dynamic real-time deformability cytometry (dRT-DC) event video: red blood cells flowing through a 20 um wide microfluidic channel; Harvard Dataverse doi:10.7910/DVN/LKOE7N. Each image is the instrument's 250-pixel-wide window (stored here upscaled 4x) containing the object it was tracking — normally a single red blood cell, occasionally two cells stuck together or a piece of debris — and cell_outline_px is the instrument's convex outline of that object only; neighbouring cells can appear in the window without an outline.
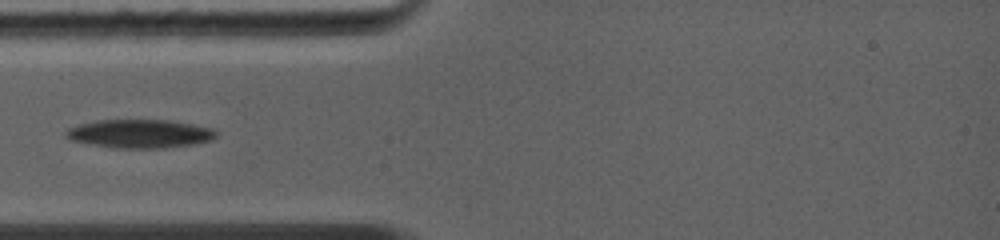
{"species": "common noctule bat (a hibernating species)", "species_latin": "Nyctalus noctula", "temperature_condition": "warm", "stored_images_in_passage": 32, "camera_frame_rate_fps": 5000, "um_per_image_px": 0.085, "animal": {"sex": "female", "body_mass_g": 19.0, "forearm_length_mm": 56.7}, "frame": {"image": 1, "passage_image": 3, "time_ms": 1.0, "image_size_px": [1000, 240], "cell_outline_px": [[216, 136], [212, 140], [196, 144], [164, 148], [112, 148], [68, 140], [64, 136], [64, 132], [68, 128], [80, 124], [96, 120], [168, 120], [212, 128], [216, 132]], "centroid_in_image_um": [11.84, 11.37], "position_along_channel_um": 73.2, "area_um2": 25.14}}
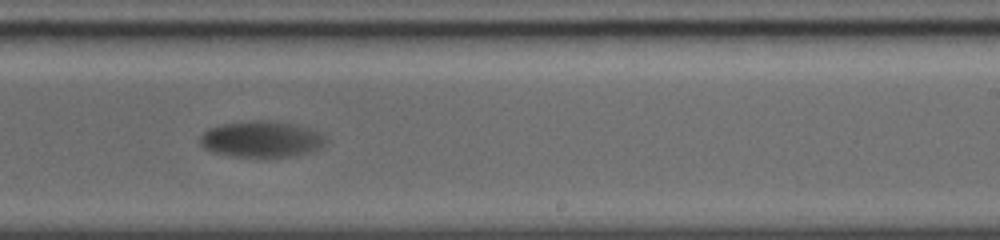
{"frame": {"image": 2, "passage_image": 15, "time_ms": 5.8, "image_size_px": [1000, 240], "cell_outline_px": [[328, 140], [320, 148], [312, 152], [296, 156], [268, 160], [260, 160], [232, 156], [212, 152], [204, 148], [200, 144], [200, 136], [208, 128], [224, 124], [256, 120], [268, 120], [292, 124], [316, 132], [324, 136]], "centroid_in_image_um": [22.21, 11.9], "position_along_channel_um": 266.8, "area_um2": 27.22}}
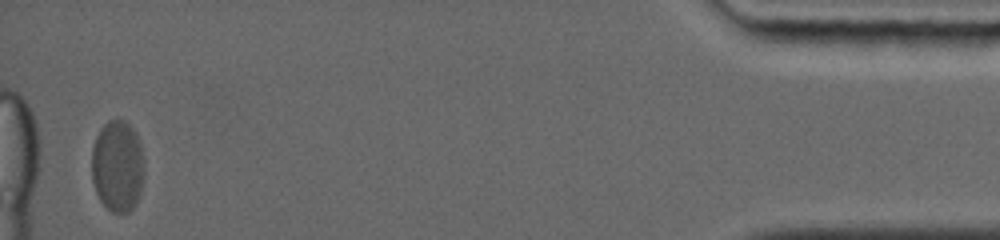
{"frame": {"image": 3, "passage_image": 30, "time_ms": 12.6, "image_size_px": [1000, 240], "cell_outline_px": [[144, 176], [140, 196], [136, 204], [128, 212], [112, 212], [100, 200], [96, 192], [92, 180], [92, 148], [96, 136], [100, 128], [108, 120], [124, 120], [136, 132], [140, 140], [144, 160]], "centroid_in_image_um": [10.01, 14.11], "position_along_channel_um": 425.2, "area_um2": 28.44}, "authors_computed_cell_mechanics": {"area_um2": 26.9059, "velocity_mm_per_s": 4.0446, "shape_relaxation_time_tau1_ms": 7.5681, "shape_relaxation_time_tau2_ms": null, "deformation_change_tau1": 0.2569, "deformation_change_tau2": null}}